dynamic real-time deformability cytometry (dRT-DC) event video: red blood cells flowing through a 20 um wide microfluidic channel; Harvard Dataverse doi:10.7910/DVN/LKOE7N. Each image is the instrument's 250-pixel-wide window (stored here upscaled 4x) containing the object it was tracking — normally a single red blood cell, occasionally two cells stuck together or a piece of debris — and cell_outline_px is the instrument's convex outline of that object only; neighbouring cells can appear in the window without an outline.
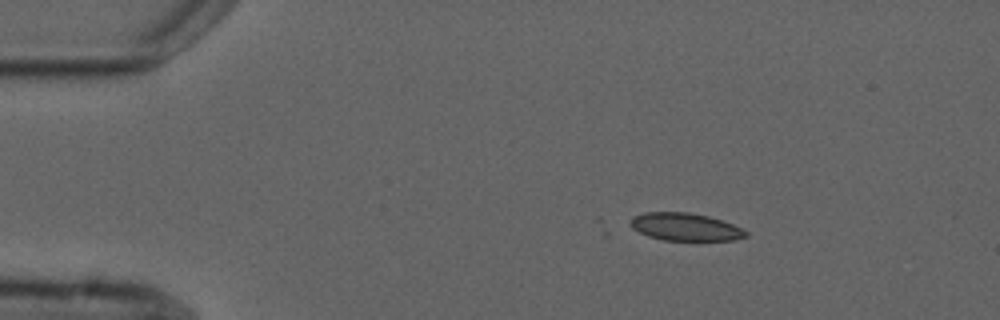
{"species": "common noctule bat (a hibernating species)", "species_latin": "Nyctalus noctula", "temperature_condition": "cold", "stored_images_in_passage": 4, "camera_frame_rate_fps": 3000, "um_per_image_px": 0.085, "animal": {"sex": "male", "forearm_length_mm": 52.5}, "frame": {"image": 1, "passage_image": 3, "time_ms": 2.333, "image_size_px": [1000, 320], "cell_outline_px": [[748, 236], [736, 240], [696, 244], [664, 240], [648, 236], [632, 228], [628, 224], [632, 216], [644, 212], [688, 212], [708, 216], [732, 224], [748, 232]], "centroid_in_image_um": [58.28, 19.35], "position_along_channel_um": 26.7, "area_um2": 19.65}}